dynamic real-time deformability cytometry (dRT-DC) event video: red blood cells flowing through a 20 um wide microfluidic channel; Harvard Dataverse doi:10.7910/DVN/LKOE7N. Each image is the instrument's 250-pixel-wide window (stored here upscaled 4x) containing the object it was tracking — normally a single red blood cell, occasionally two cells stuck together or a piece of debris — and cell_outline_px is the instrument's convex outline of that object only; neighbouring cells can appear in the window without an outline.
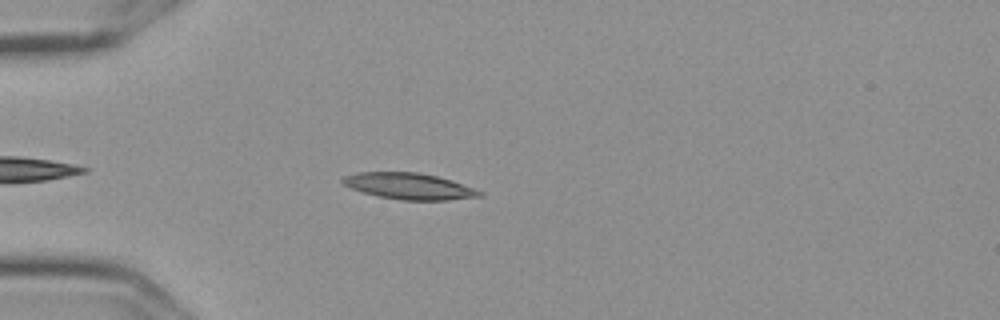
{"species": "Egyptian fruit bat (a non-hibernating species)", "species_latin": "Rousettus aegyptiacus", "temperature_condition": "cold", "stored_images_in_passage": 43, "camera_frame_rate_fps": 3000, "um_per_image_px": 0.085, "frame": {"image": 1, "passage_image": 6, "time_ms": 1.667, "image_size_px": [1000, 320], "cell_outline_px": [[484, 192], [480, 196], [448, 200], [404, 200], [380, 196], [364, 192], [352, 188], [344, 184], [340, 180], [344, 176], [360, 172], [416, 172], [436, 176], [452, 180]], "centroid_in_image_um": [34.79, 15.82], "position_along_channel_um": 50.2, "area_um2": 20.63}}
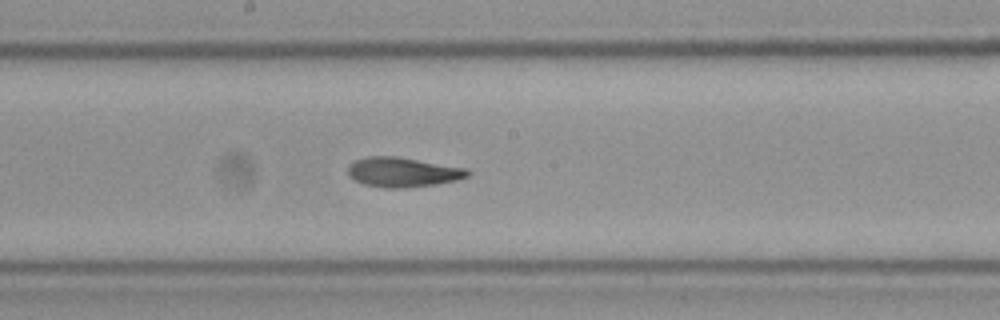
{"frame": {"image": 2, "passage_image": 21, "time_ms": 6.667, "image_size_px": [1000, 320], "cell_outline_px": [[472, 172], [468, 176], [456, 180], [436, 184], [408, 188], [384, 188], [364, 184], [356, 180], [348, 172], [348, 168], [356, 160], [368, 156], [396, 156], [468, 168]], "centroid_in_image_um": [34.3, 14.63], "position_along_channel_um": 213.9, "area_um2": 20.63}}
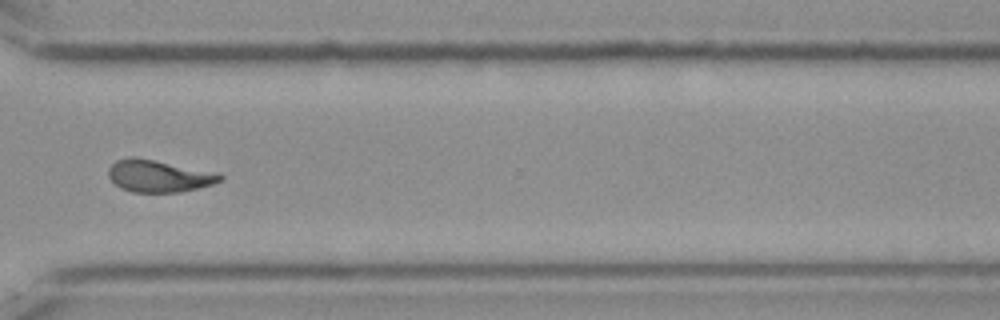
{"frame": {"image": 3, "passage_image": 33, "time_ms": 10.667, "image_size_px": [1000, 320], "cell_outline_px": [[224, 180], [212, 184], [180, 192], [132, 192], [120, 188], [108, 176], [108, 168], [116, 160], [152, 160], [220, 172], [224, 176]], "centroid_in_image_um": [13.58, 15.0], "position_along_channel_um": 357.0, "area_um2": 20.4}, "authors_computed_cell_mechanics": {"area_um2": 20.0566, "velocity_mm_per_s": 3.5816, "shape_relaxation_time_tau1_ms": 7.8657, "shape_relaxation_time_tau2_ms": 2.605, "deformation_change_tau1": 0.188, "deformation_change_tau2": 0.1041}}